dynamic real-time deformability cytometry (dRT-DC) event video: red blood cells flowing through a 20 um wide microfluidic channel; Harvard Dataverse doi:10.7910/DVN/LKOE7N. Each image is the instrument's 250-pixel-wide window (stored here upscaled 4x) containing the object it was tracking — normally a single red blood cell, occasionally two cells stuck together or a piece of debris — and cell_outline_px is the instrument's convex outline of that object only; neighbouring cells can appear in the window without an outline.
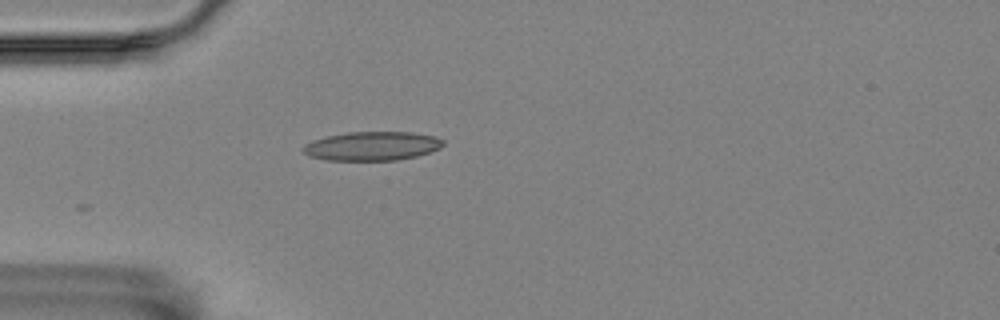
{"species": "Egyptian fruit bat (a non-hibernating species)", "species_latin": "Rousettus aegyptiacus", "temperature_condition": "room temperature", "stored_images_in_passage": 7, "camera_frame_rate_fps": 3000, "um_per_image_px": 0.085, "animal": {"sex": "female"}, "frame": {"image": 1, "passage_image": 1, "time_ms": 0.0, "image_size_px": [1000, 320], "cell_outline_px": [[444, 144], [440, 148], [416, 156], [396, 160], [324, 160], [308, 156], [300, 148], [304, 144], [312, 140], [328, 136], [348, 132], [412, 132], [436, 136], [444, 140]], "centroid_in_image_um": [31.6, 12.41], "position_along_channel_um": 53.4, "area_um2": 23.7}}
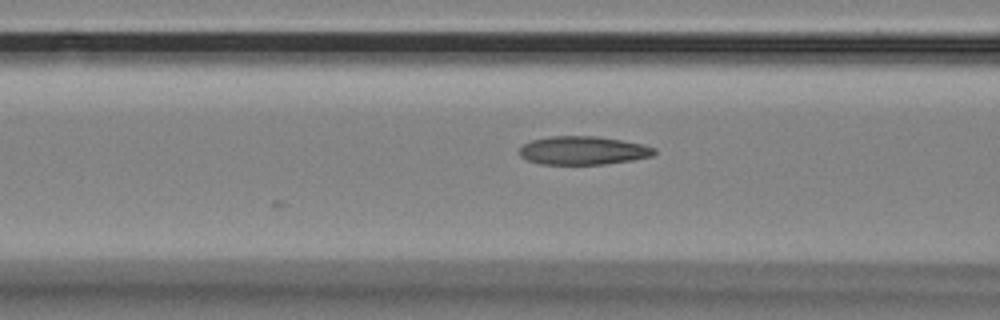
{"frame": {"image": 2, "passage_image": 7, "time_ms": 2.0, "image_size_px": [1000, 320], "cell_outline_px": [[656, 152], [652, 156], [632, 160], [604, 164], [540, 164], [528, 160], [520, 156], [520, 148], [524, 144], [532, 140], [552, 136], [596, 136], [620, 140], [640, 144], [656, 148]], "centroid_in_image_um": [49.56, 12.79], "position_along_channel_um": 117.0, "area_um2": 22.14}}